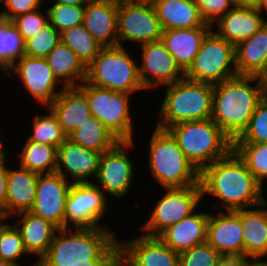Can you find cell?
<instances>
[{"label":"cell","mask_w":267,"mask_h":266,"mask_svg":"<svg viewBox=\"0 0 267 266\" xmlns=\"http://www.w3.org/2000/svg\"><path fill=\"white\" fill-rule=\"evenodd\" d=\"M25 55V42L12 21L0 17V76L12 68L13 63Z\"/></svg>","instance_id":"obj_33"},{"label":"cell","mask_w":267,"mask_h":266,"mask_svg":"<svg viewBox=\"0 0 267 266\" xmlns=\"http://www.w3.org/2000/svg\"><path fill=\"white\" fill-rule=\"evenodd\" d=\"M238 75L256 76L267 61V22L235 46Z\"/></svg>","instance_id":"obj_30"},{"label":"cell","mask_w":267,"mask_h":266,"mask_svg":"<svg viewBox=\"0 0 267 266\" xmlns=\"http://www.w3.org/2000/svg\"><path fill=\"white\" fill-rule=\"evenodd\" d=\"M88 101L91 115L102 122L120 141H134L132 94L115 92L83 81L77 87Z\"/></svg>","instance_id":"obj_8"},{"label":"cell","mask_w":267,"mask_h":266,"mask_svg":"<svg viewBox=\"0 0 267 266\" xmlns=\"http://www.w3.org/2000/svg\"><path fill=\"white\" fill-rule=\"evenodd\" d=\"M67 138L85 149L104 153L113 148L120 140L95 116H90Z\"/></svg>","instance_id":"obj_31"},{"label":"cell","mask_w":267,"mask_h":266,"mask_svg":"<svg viewBox=\"0 0 267 266\" xmlns=\"http://www.w3.org/2000/svg\"><path fill=\"white\" fill-rule=\"evenodd\" d=\"M118 45L145 44L160 40L163 29L150 0L118 4ZM125 42V43H124ZM136 42V43H135Z\"/></svg>","instance_id":"obj_13"},{"label":"cell","mask_w":267,"mask_h":266,"mask_svg":"<svg viewBox=\"0 0 267 266\" xmlns=\"http://www.w3.org/2000/svg\"><path fill=\"white\" fill-rule=\"evenodd\" d=\"M71 184L58 172L39 174L35 201L29 212L50 221L59 229L65 228L66 199Z\"/></svg>","instance_id":"obj_16"},{"label":"cell","mask_w":267,"mask_h":266,"mask_svg":"<svg viewBox=\"0 0 267 266\" xmlns=\"http://www.w3.org/2000/svg\"><path fill=\"white\" fill-rule=\"evenodd\" d=\"M164 30L212 27L200 16L195 0H151Z\"/></svg>","instance_id":"obj_28"},{"label":"cell","mask_w":267,"mask_h":266,"mask_svg":"<svg viewBox=\"0 0 267 266\" xmlns=\"http://www.w3.org/2000/svg\"><path fill=\"white\" fill-rule=\"evenodd\" d=\"M200 184L202 198L207 195L218 199L213 208L221 211L250 209L267 200L263 186L233 149L200 172Z\"/></svg>","instance_id":"obj_1"},{"label":"cell","mask_w":267,"mask_h":266,"mask_svg":"<svg viewBox=\"0 0 267 266\" xmlns=\"http://www.w3.org/2000/svg\"><path fill=\"white\" fill-rule=\"evenodd\" d=\"M15 227L19 230L25 249L30 256L35 255L37 262L46 254L58 227L48 220L31 212H21L12 216ZM32 254V255H31Z\"/></svg>","instance_id":"obj_25"},{"label":"cell","mask_w":267,"mask_h":266,"mask_svg":"<svg viewBox=\"0 0 267 266\" xmlns=\"http://www.w3.org/2000/svg\"><path fill=\"white\" fill-rule=\"evenodd\" d=\"M60 42V33L48 22L25 42V55L45 58Z\"/></svg>","instance_id":"obj_40"},{"label":"cell","mask_w":267,"mask_h":266,"mask_svg":"<svg viewBox=\"0 0 267 266\" xmlns=\"http://www.w3.org/2000/svg\"><path fill=\"white\" fill-rule=\"evenodd\" d=\"M233 150L263 186L267 183V143H233Z\"/></svg>","instance_id":"obj_36"},{"label":"cell","mask_w":267,"mask_h":266,"mask_svg":"<svg viewBox=\"0 0 267 266\" xmlns=\"http://www.w3.org/2000/svg\"><path fill=\"white\" fill-rule=\"evenodd\" d=\"M8 168L6 219L33 207L39 174L22 167Z\"/></svg>","instance_id":"obj_24"},{"label":"cell","mask_w":267,"mask_h":266,"mask_svg":"<svg viewBox=\"0 0 267 266\" xmlns=\"http://www.w3.org/2000/svg\"><path fill=\"white\" fill-rule=\"evenodd\" d=\"M60 40L77 55L85 66L99 54L102 48L83 24L64 30L60 33Z\"/></svg>","instance_id":"obj_34"},{"label":"cell","mask_w":267,"mask_h":266,"mask_svg":"<svg viewBox=\"0 0 267 266\" xmlns=\"http://www.w3.org/2000/svg\"><path fill=\"white\" fill-rule=\"evenodd\" d=\"M148 143L150 177L162 188H183L200 183V172L167 130L155 127Z\"/></svg>","instance_id":"obj_4"},{"label":"cell","mask_w":267,"mask_h":266,"mask_svg":"<svg viewBox=\"0 0 267 266\" xmlns=\"http://www.w3.org/2000/svg\"><path fill=\"white\" fill-rule=\"evenodd\" d=\"M7 77H18L24 90L38 105L47 107L65 87L54 76L46 58L21 56L13 63L12 68L5 74Z\"/></svg>","instance_id":"obj_14"},{"label":"cell","mask_w":267,"mask_h":266,"mask_svg":"<svg viewBox=\"0 0 267 266\" xmlns=\"http://www.w3.org/2000/svg\"><path fill=\"white\" fill-rule=\"evenodd\" d=\"M131 240H118L119 256L129 266H179V253L158 237L139 234Z\"/></svg>","instance_id":"obj_17"},{"label":"cell","mask_w":267,"mask_h":266,"mask_svg":"<svg viewBox=\"0 0 267 266\" xmlns=\"http://www.w3.org/2000/svg\"><path fill=\"white\" fill-rule=\"evenodd\" d=\"M233 143H267V96L257 105L247 128Z\"/></svg>","instance_id":"obj_39"},{"label":"cell","mask_w":267,"mask_h":266,"mask_svg":"<svg viewBox=\"0 0 267 266\" xmlns=\"http://www.w3.org/2000/svg\"><path fill=\"white\" fill-rule=\"evenodd\" d=\"M101 154L96 150L85 149L67 138L58 147L56 172L71 183L94 182Z\"/></svg>","instance_id":"obj_19"},{"label":"cell","mask_w":267,"mask_h":266,"mask_svg":"<svg viewBox=\"0 0 267 266\" xmlns=\"http://www.w3.org/2000/svg\"><path fill=\"white\" fill-rule=\"evenodd\" d=\"M262 264L264 265V266H267V260H263V262H262Z\"/></svg>","instance_id":"obj_57"},{"label":"cell","mask_w":267,"mask_h":266,"mask_svg":"<svg viewBox=\"0 0 267 266\" xmlns=\"http://www.w3.org/2000/svg\"><path fill=\"white\" fill-rule=\"evenodd\" d=\"M235 45L211 30L203 39L185 78L217 84L237 76Z\"/></svg>","instance_id":"obj_9"},{"label":"cell","mask_w":267,"mask_h":266,"mask_svg":"<svg viewBox=\"0 0 267 266\" xmlns=\"http://www.w3.org/2000/svg\"><path fill=\"white\" fill-rule=\"evenodd\" d=\"M1 130H0V160L1 159H4V158H8V155L6 154L8 151H5L6 149L4 148V144L2 142H4L2 139L4 137H1V136H4L3 134H1Z\"/></svg>","instance_id":"obj_51"},{"label":"cell","mask_w":267,"mask_h":266,"mask_svg":"<svg viewBox=\"0 0 267 266\" xmlns=\"http://www.w3.org/2000/svg\"><path fill=\"white\" fill-rule=\"evenodd\" d=\"M256 266H264V265L261 263V264H256Z\"/></svg>","instance_id":"obj_59"},{"label":"cell","mask_w":267,"mask_h":266,"mask_svg":"<svg viewBox=\"0 0 267 266\" xmlns=\"http://www.w3.org/2000/svg\"><path fill=\"white\" fill-rule=\"evenodd\" d=\"M0 266H19V265L0 259ZM30 266H37V261H35L34 264L33 265L31 264Z\"/></svg>","instance_id":"obj_53"},{"label":"cell","mask_w":267,"mask_h":266,"mask_svg":"<svg viewBox=\"0 0 267 266\" xmlns=\"http://www.w3.org/2000/svg\"><path fill=\"white\" fill-rule=\"evenodd\" d=\"M195 2L200 16L210 25L234 7L232 0H195Z\"/></svg>","instance_id":"obj_43"},{"label":"cell","mask_w":267,"mask_h":266,"mask_svg":"<svg viewBox=\"0 0 267 266\" xmlns=\"http://www.w3.org/2000/svg\"><path fill=\"white\" fill-rule=\"evenodd\" d=\"M118 4L90 1L85 5L83 25L102 47L118 45Z\"/></svg>","instance_id":"obj_21"},{"label":"cell","mask_w":267,"mask_h":266,"mask_svg":"<svg viewBox=\"0 0 267 266\" xmlns=\"http://www.w3.org/2000/svg\"><path fill=\"white\" fill-rule=\"evenodd\" d=\"M47 108L57 117L67 136L91 116L86 96L77 87L64 88Z\"/></svg>","instance_id":"obj_27"},{"label":"cell","mask_w":267,"mask_h":266,"mask_svg":"<svg viewBox=\"0 0 267 266\" xmlns=\"http://www.w3.org/2000/svg\"><path fill=\"white\" fill-rule=\"evenodd\" d=\"M47 8L49 23L59 32L83 24L85 6L53 3Z\"/></svg>","instance_id":"obj_38"},{"label":"cell","mask_w":267,"mask_h":266,"mask_svg":"<svg viewBox=\"0 0 267 266\" xmlns=\"http://www.w3.org/2000/svg\"><path fill=\"white\" fill-rule=\"evenodd\" d=\"M116 260H89L74 266H114Z\"/></svg>","instance_id":"obj_48"},{"label":"cell","mask_w":267,"mask_h":266,"mask_svg":"<svg viewBox=\"0 0 267 266\" xmlns=\"http://www.w3.org/2000/svg\"><path fill=\"white\" fill-rule=\"evenodd\" d=\"M114 266H129V265L119 256Z\"/></svg>","instance_id":"obj_54"},{"label":"cell","mask_w":267,"mask_h":266,"mask_svg":"<svg viewBox=\"0 0 267 266\" xmlns=\"http://www.w3.org/2000/svg\"><path fill=\"white\" fill-rule=\"evenodd\" d=\"M7 158L0 160V211L4 219H6V195H7V181L8 168ZM8 166V167H7Z\"/></svg>","instance_id":"obj_45"},{"label":"cell","mask_w":267,"mask_h":266,"mask_svg":"<svg viewBox=\"0 0 267 266\" xmlns=\"http://www.w3.org/2000/svg\"><path fill=\"white\" fill-rule=\"evenodd\" d=\"M3 219H4V218H3L2 214H1V211H0V222H1Z\"/></svg>","instance_id":"obj_58"},{"label":"cell","mask_w":267,"mask_h":266,"mask_svg":"<svg viewBox=\"0 0 267 266\" xmlns=\"http://www.w3.org/2000/svg\"><path fill=\"white\" fill-rule=\"evenodd\" d=\"M167 130L199 172L233 149V141L211 118L179 122Z\"/></svg>","instance_id":"obj_6"},{"label":"cell","mask_w":267,"mask_h":266,"mask_svg":"<svg viewBox=\"0 0 267 266\" xmlns=\"http://www.w3.org/2000/svg\"><path fill=\"white\" fill-rule=\"evenodd\" d=\"M267 22L266 15L257 8L233 7L212 25L216 34L235 46L251 37ZM216 28L214 29L215 25Z\"/></svg>","instance_id":"obj_20"},{"label":"cell","mask_w":267,"mask_h":266,"mask_svg":"<svg viewBox=\"0 0 267 266\" xmlns=\"http://www.w3.org/2000/svg\"><path fill=\"white\" fill-rule=\"evenodd\" d=\"M42 8L32 12L25 13L12 20L19 33L22 35L24 42L34 36L48 21L47 9Z\"/></svg>","instance_id":"obj_42"},{"label":"cell","mask_w":267,"mask_h":266,"mask_svg":"<svg viewBox=\"0 0 267 266\" xmlns=\"http://www.w3.org/2000/svg\"><path fill=\"white\" fill-rule=\"evenodd\" d=\"M141 63L139 76L145 90L170 85L185 77V73L160 40L139 45Z\"/></svg>","instance_id":"obj_15"},{"label":"cell","mask_w":267,"mask_h":266,"mask_svg":"<svg viewBox=\"0 0 267 266\" xmlns=\"http://www.w3.org/2000/svg\"><path fill=\"white\" fill-rule=\"evenodd\" d=\"M222 255L207 242L179 253V266H217Z\"/></svg>","instance_id":"obj_41"},{"label":"cell","mask_w":267,"mask_h":266,"mask_svg":"<svg viewBox=\"0 0 267 266\" xmlns=\"http://www.w3.org/2000/svg\"><path fill=\"white\" fill-rule=\"evenodd\" d=\"M18 154V164L22 168L38 174L56 172L58 148L30 141L25 143Z\"/></svg>","instance_id":"obj_32"},{"label":"cell","mask_w":267,"mask_h":266,"mask_svg":"<svg viewBox=\"0 0 267 266\" xmlns=\"http://www.w3.org/2000/svg\"><path fill=\"white\" fill-rule=\"evenodd\" d=\"M8 222V219L0 222V259L22 266V259L29 254L19 230Z\"/></svg>","instance_id":"obj_37"},{"label":"cell","mask_w":267,"mask_h":266,"mask_svg":"<svg viewBox=\"0 0 267 266\" xmlns=\"http://www.w3.org/2000/svg\"><path fill=\"white\" fill-rule=\"evenodd\" d=\"M135 141H119L113 148L101 154L95 184L108 197L125 198L131 191L135 176V167L127 154L135 149Z\"/></svg>","instance_id":"obj_11"},{"label":"cell","mask_w":267,"mask_h":266,"mask_svg":"<svg viewBox=\"0 0 267 266\" xmlns=\"http://www.w3.org/2000/svg\"><path fill=\"white\" fill-rule=\"evenodd\" d=\"M211 30L212 27L169 29L163 31L160 39L185 73L193 63L203 39Z\"/></svg>","instance_id":"obj_23"},{"label":"cell","mask_w":267,"mask_h":266,"mask_svg":"<svg viewBox=\"0 0 267 266\" xmlns=\"http://www.w3.org/2000/svg\"><path fill=\"white\" fill-rule=\"evenodd\" d=\"M257 81L259 82L262 90L267 96V61L264 67L260 70V72L256 75Z\"/></svg>","instance_id":"obj_47"},{"label":"cell","mask_w":267,"mask_h":266,"mask_svg":"<svg viewBox=\"0 0 267 266\" xmlns=\"http://www.w3.org/2000/svg\"><path fill=\"white\" fill-rule=\"evenodd\" d=\"M256 262L246 256L240 255H222L217 266H256Z\"/></svg>","instance_id":"obj_46"},{"label":"cell","mask_w":267,"mask_h":266,"mask_svg":"<svg viewBox=\"0 0 267 266\" xmlns=\"http://www.w3.org/2000/svg\"><path fill=\"white\" fill-rule=\"evenodd\" d=\"M265 96L256 76L237 75L214 84L211 119L234 141Z\"/></svg>","instance_id":"obj_3"},{"label":"cell","mask_w":267,"mask_h":266,"mask_svg":"<svg viewBox=\"0 0 267 266\" xmlns=\"http://www.w3.org/2000/svg\"><path fill=\"white\" fill-rule=\"evenodd\" d=\"M73 230L58 229L46 254L37 262V266H74L89 260H117L119 257L116 231L109 227L73 228Z\"/></svg>","instance_id":"obj_2"},{"label":"cell","mask_w":267,"mask_h":266,"mask_svg":"<svg viewBox=\"0 0 267 266\" xmlns=\"http://www.w3.org/2000/svg\"><path fill=\"white\" fill-rule=\"evenodd\" d=\"M45 109L48 111L46 115H41L39 112L33 117L32 133L26 138L30 141L58 148L67 139V135L63 132L57 117L52 111L47 107Z\"/></svg>","instance_id":"obj_35"},{"label":"cell","mask_w":267,"mask_h":266,"mask_svg":"<svg viewBox=\"0 0 267 266\" xmlns=\"http://www.w3.org/2000/svg\"><path fill=\"white\" fill-rule=\"evenodd\" d=\"M90 1H100V2H112V3H116V0H90Z\"/></svg>","instance_id":"obj_56"},{"label":"cell","mask_w":267,"mask_h":266,"mask_svg":"<svg viewBox=\"0 0 267 266\" xmlns=\"http://www.w3.org/2000/svg\"><path fill=\"white\" fill-rule=\"evenodd\" d=\"M244 254L261 264L267 258V200L254 208L241 209Z\"/></svg>","instance_id":"obj_26"},{"label":"cell","mask_w":267,"mask_h":266,"mask_svg":"<svg viewBox=\"0 0 267 266\" xmlns=\"http://www.w3.org/2000/svg\"><path fill=\"white\" fill-rule=\"evenodd\" d=\"M141 1H145V0H116V3H124V2H141Z\"/></svg>","instance_id":"obj_55"},{"label":"cell","mask_w":267,"mask_h":266,"mask_svg":"<svg viewBox=\"0 0 267 266\" xmlns=\"http://www.w3.org/2000/svg\"><path fill=\"white\" fill-rule=\"evenodd\" d=\"M158 198L149 219L141 225L142 234L158 237L168 227L197 211L202 201L201 184L183 188H164Z\"/></svg>","instance_id":"obj_10"},{"label":"cell","mask_w":267,"mask_h":266,"mask_svg":"<svg viewBox=\"0 0 267 266\" xmlns=\"http://www.w3.org/2000/svg\"><path fill=\"white\" fill-rule=\"evenodd\" d=\"M165 95L156 113V127H168L183 121L211 118L213 85L183 78L166 85Z\"/></svg>","instance_id":"obj_5"},{"label":"cell","mask_w":267,"mask_h":266,"mask_svg":"<svg viewBox=\"0 0 267 266\" xmlns=\"http://www.w3.org/2000/svg\"><path fill=\"white\" fill-rule=\"evenodd\" d=\"M52 3L75 5V6H85L90 2V0H52Z\"/></svg>","instance_id":"obj_50"},{"label":"cell","mask_w":267,"mask_h":266,"mask_svg":"<svg viewBox=\"0 0 267 266\" xmlns=\"http://www.w3.org/2000/svg\"><path fill=\"white\" fill-rule=\"evenodd\" d=\"M206 242L221 255L244 254L241 209L209 213Z\"/></svg>","instance_id":"obj_18"},{"label":"cell","mask_w":267,"mask_h":266,"mask_svg":"<svg viewBox=\"0 0 267 266\" xmlns=\"http://www.w3.org/2000/svg\"><path fill=\"white\" fill-rule=\"evenodd\" d=\"M44 0H1L0 17L8 21L19 17L28 12L42 8Z\"/></svg>","instance_id":"obj_44"},{"label":"cell","mask_w":267,"mask_h":266,"mask_svg":"<svg viewBox=\"0 0 267 266\" xmlns=\"http://www.w3.org/2000/svg\"><path fill=\"white\" fill-rule=\"evenodd\" d=\"M45 58L62 87H78L85 81L86 66L61 40Z\"/></svg>","instance_id":"obj_29"},{"label":"cell","mask_w":267,"mask_h":266,"mask_svg":"<svg viewBox=\"0 0 267 266\" xmlns=\"http://www.w3.org/2000/svg\"><path fill=\"white\" fill-rule=\"evenodd\" d=\"M262 14L267 16V0H261L259 5L256 7Z\"/></svg>","instance_id":"obj_52"},{"label":"cell","mask_w":267,"mask_h":266,"mask_svg":"<svg viewBox=\"0 0 267 266\" xmlns=\"http://www.w3.org/2000/svg\"><path fill=\"white\" fill-rule=\"evenodd\" d=\"M129 51L126 46L102 47L86 66L85 82L132 95L145 90L139 76L138 60L133 59L134 55Z\"/></svg>","instance_id":"obj_7"},{"label":"cell","mask_w":267,"mask_h":266,"mask_svg":"<svg viewBox=\"0 0 267 266\" xmlns=\"http://www.w3.org/2000/svg\"><path fill=\"white\" fill-rule=\"evenodd\" d=\"M209 212L197 209L190 216L168 227L158 238L175 252H182L206 242Z\"/></svg>","instance_id":"obj_22"},{"label":"cell","mask_w":267,"mask_h":266,"mask_svg":"<svg viewBox=\"0 0 267 266\" xmlns=\"http://www.w3.org/2000/svg\"><path fill=\"white\" fill-rule=\"evenodd\" d=\"M261 0H232L234 7L256 8Z\"/></svg>","instance_id":"obj_49"},{"label":"cell","mask_w":267,"mask_h":266,"mask_svg":"<svg viewBox=\"0 0 267 266\" xmlns=\"http://www.w3.org/2000/svg\"><path fill=\"white\" fill-rule=\"evenodd\" d=\"M108 200L94 182L72 183L66 199L65 228L105 227L102 220Z\"/></svg>","instance_id":"obj_12"}]
</instances>
